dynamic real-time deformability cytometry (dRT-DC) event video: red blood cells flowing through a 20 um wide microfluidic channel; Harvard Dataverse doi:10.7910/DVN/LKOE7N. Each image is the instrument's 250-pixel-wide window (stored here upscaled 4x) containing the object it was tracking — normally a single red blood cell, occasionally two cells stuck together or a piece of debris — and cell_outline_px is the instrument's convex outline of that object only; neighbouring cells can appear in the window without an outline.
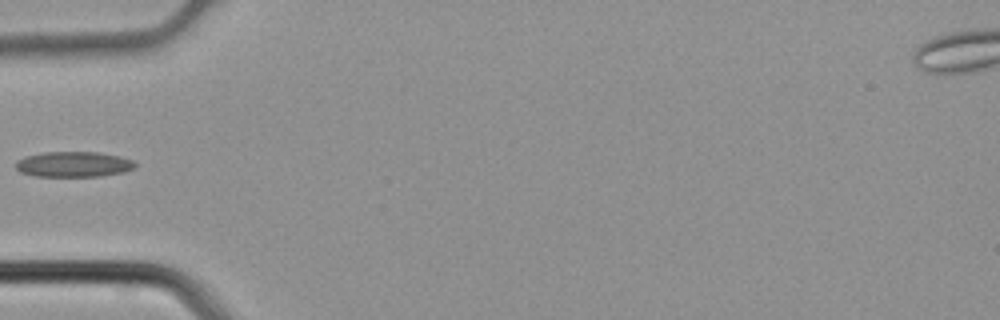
{"species": "common noctule bat (a hibernating species)", "species_latin": "Nyctalus noctula", "temperature_condition": "cold", "stored_images_in_passage": 1, "camera_frame_rate_fps": 3000, "um_per_image_px": 0.085, "animal": {"sex": "male", "body_mass_g": 21.5, "forearm_length_mm": 52.0}, "frame": {"image": 1, "passage_image": 1, "time_ms": 0.0, "image_size_px": [1000, 320], "cell_outline_px": [[136, 168], [124, 172], [100, 176], [36, 176], [20, 172], [16, 168], [16, 160], [24, 156], [44, 152], [96, 152], [120, 156], [132, 160], [136, 164]], "centroid_in_image_um": [6.25, 13.96], "position_along_channel_um": 78.7, "area_um2": 17.74}}